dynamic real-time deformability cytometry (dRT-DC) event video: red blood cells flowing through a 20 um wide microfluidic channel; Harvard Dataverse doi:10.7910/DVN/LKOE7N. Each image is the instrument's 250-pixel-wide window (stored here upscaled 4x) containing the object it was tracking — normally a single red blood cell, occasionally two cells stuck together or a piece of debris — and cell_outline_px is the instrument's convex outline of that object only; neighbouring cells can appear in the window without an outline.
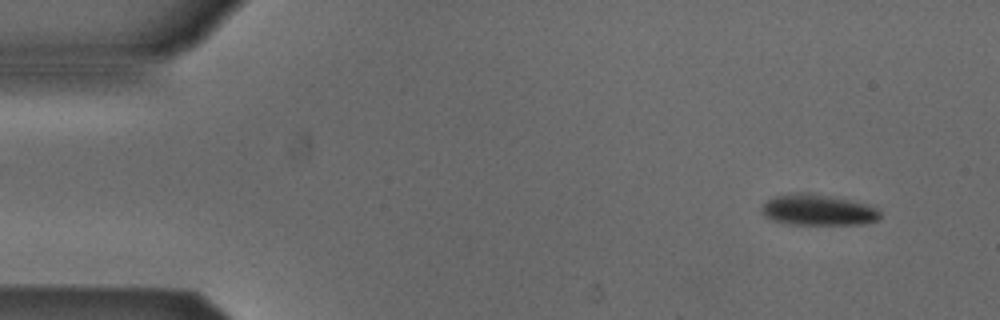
{"species": "Egyptian fruit bat (a non-hibernating species)", "species_latin": "Rousettus aegyptiacus", "temperature_condition": "cold", "stored_images_in_passage": 53, "camera_frame_rate_fps": 3000, "um_per_image_px": 0.085, "animal": {"sex": "male"}, "frame": {"image": 1, "passage_image": 4, "time_ms": 1.0, "image_size_px": [1000, 320], "cell_outline_px": [[880, 216], [876, 220], [864, 224], [792, 224], [772, 220], [764, 212], [764, 204], [772, 196], [800, 192], [828, 196], [848, 200], [864, 204], [876, 208], [880, 212]], "centroid_in_image_um": [69.54, 17.85], "position_along_channel_um": 15.5, "area_um2": 20.69}}
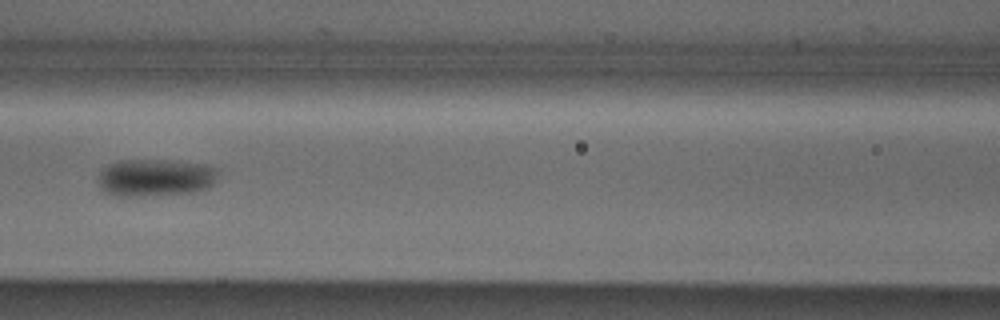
{"frame": {"image": 2, "passage_image": 23, "time_ms": 7.333, "image_size_px": [1000, 320], "cell_outline_px": [[216, 176], [212, 184], [208, 188], [192, 192], [140, 196], [116, 196], [104, 192], [100, 188], [100, 172], [108, 164], [116, 160], [168, 160], [196, 164], [216, 168]], "centroid_in_image_um": [13.14, 15.1], "position_along_channel_um": 153.5, "area_um2": 25.78}}
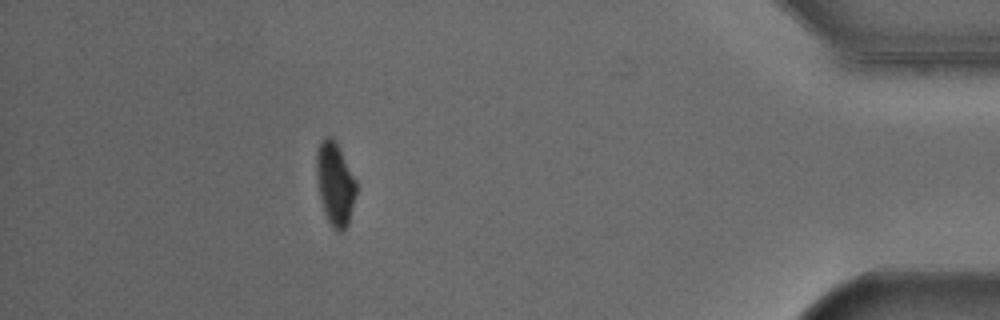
{"frame": {"image": 3, "passage_image": 47, "time_ms": 15.333, "image_size_px": [1000, 320], "cell_outline_px": [[356, 192], [348, 224], [344, 232], [336, 232], [332, 228], [324, 212], [320, 200], [316, 180], [316, 152], [324, 136], [332, 136], [336, 140], [356, 180]], "centroid_in_image_um": [28.46, 15.62], "position_along_channel_um": 406.7, "area_um2": 19.54}, "authors_computed_cell_mechanics": {"area_um2": 22.1374, "velocity_mm_per_s": 3.8465, "shape_relaxation_time_tau1_ms": 1.0745, "shape_relaxation_time_tau2_ms": null, "deformation_change_tau1": 0.0884, "deformation_change_tau2": null}}